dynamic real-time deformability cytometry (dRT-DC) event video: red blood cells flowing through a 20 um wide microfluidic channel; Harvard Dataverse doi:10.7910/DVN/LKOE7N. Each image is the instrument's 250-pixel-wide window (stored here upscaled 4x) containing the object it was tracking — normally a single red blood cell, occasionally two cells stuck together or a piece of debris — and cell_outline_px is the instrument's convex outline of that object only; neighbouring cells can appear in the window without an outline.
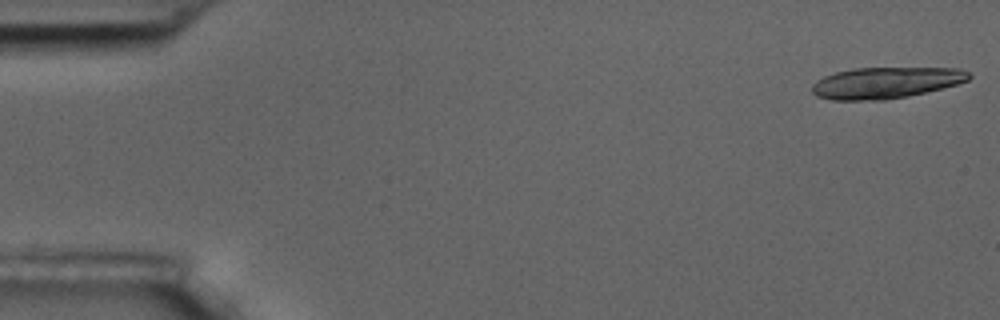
{"species": "common noctule bat (a hibernating species)", "species_latin": "Nyctalus noctula", "temperature_condition": "room temperature", "stored_images_in_passage": 19, "camera_frame_rate_fps": 3000, "um_per_image_px": 0.085, "animal": {"sex": "male", "body_mass_g": 17.5, "forearm_length_mm": 52.3}, "frame": {"image": 1, "passage_image": 1, "time_ms": 0.0, "image_size_px": [1000, 320], "cell_outline_px": [[972, 76], [968, 80], [956, 84], [908, 96], [884, 100], [832, 100], [816, 96], [812, 92], [812, 84], [816, 80], [824, 76], [836, 72], [856, 68], [960, 68], [968, 72]], "centroid_in_image_um": [75.26, 7.03], "position_along_channel_um": 9.7, "area_um2": 28.5}}